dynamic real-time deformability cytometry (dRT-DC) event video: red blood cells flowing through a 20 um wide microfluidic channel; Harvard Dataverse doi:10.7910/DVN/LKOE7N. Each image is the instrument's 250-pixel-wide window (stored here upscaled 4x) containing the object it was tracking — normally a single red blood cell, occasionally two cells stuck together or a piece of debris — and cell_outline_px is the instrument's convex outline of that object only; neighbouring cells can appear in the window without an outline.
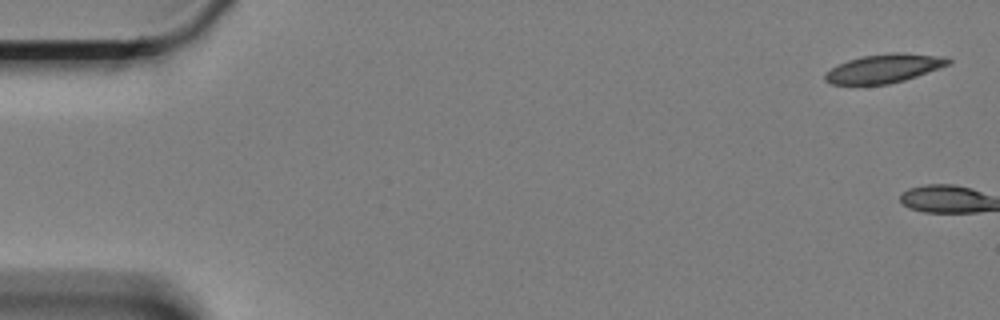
{"species": "Egyptian fruit bat (a non-hibernating species)", "species_latin": "Rousettus aegyptiacus", "temperature_condition": "cold", "stored_images_in_passage": 3, "camera_frame_rate_fps": 3000, "um_per_image_px": 0.085, "animal": {"sex": "female"}, "frame": {"image": 1, "passage_image": 1, "time_ms": 0.0, "image_size_px": [1000, 320], "cell_outline_px": [[952, 64], [904, 80], [888, 84], [832, 84], [824, 80], [824, 76], [832, 68], [848, 60], [864, 56], [892, 52], [900, 52], [944, 56], [952, 60]], "centroid_in_image_um": [75.21, 5.8], "position_along_channel_um": 9.8, "area_um2": 20.46}}